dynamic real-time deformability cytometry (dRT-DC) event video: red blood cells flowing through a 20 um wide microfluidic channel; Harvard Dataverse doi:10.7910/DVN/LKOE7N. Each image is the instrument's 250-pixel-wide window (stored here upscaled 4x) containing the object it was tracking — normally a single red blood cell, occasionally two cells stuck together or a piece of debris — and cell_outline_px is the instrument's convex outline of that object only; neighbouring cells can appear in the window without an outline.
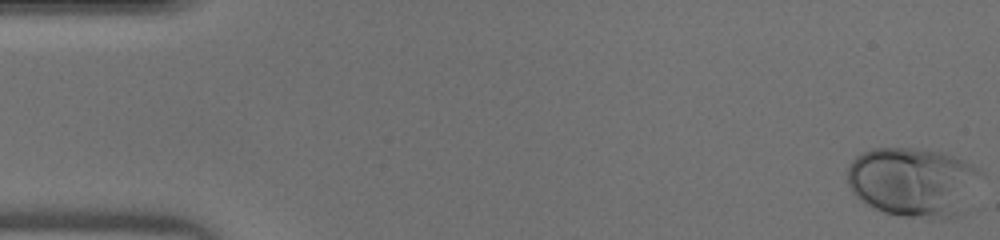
{"species": "human", "species_latin": "Homo sapiens", "temperature_condition": "warm", "stored_images_in_passage": 47, "camera_frame_rate_fps": 3000, "um_per_image_px": 0.085, "donor": {"sex": "male"}, "frame": {"image": 1, "passage_image": 1, "time_ms": 0.0, "image_size_px": [1000, 240], "cell_outline_px": [[984, 172], [972, 212], [956, 220], [928, 220], [904, 216], [884, 212], [872, 208], [860, 200], [852, 192], [848, 184], [848, 168], [852, 160], [856, 156], [872, 148], [912, 148], [936, 152], [952, 156], [980, 168]], "centroid_in_image_um": [77.79, 15.56], "position_along_channel_um": 7.2, "area_um2": 56.36}}
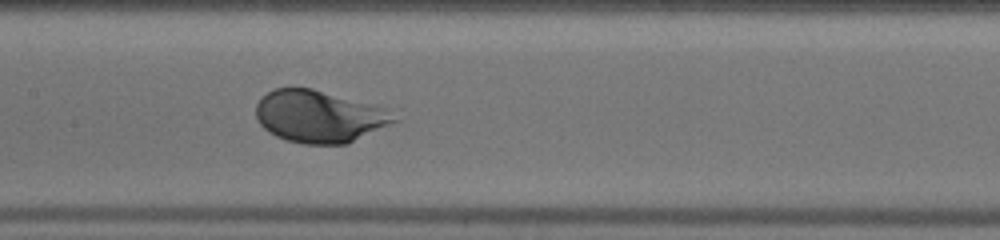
{"frame": {"image": 2, "passage_image": 23, "time_ms": 7.333, "image_size_px": [1000, 240], "cell_outline_px": [[400, 120], [348, 144], [304, 144], [288, 140], [276, 136], [268, 132], [260, 124], [256, 116], [256, 104], [268, 92], [276, 88], [312, 88], [384, 108]], "centroid_in_image_um": [27.13, 9.91], "position_along_channel_um": 180.3, "area_um2": 41.62}}
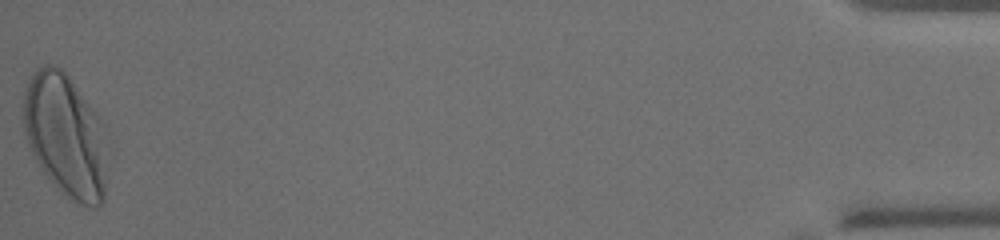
{"frame": {"image": 3, "passage_image": 47, "time_ms": 15.333, "image_size_px": [1000, 240], "cell_outline_px": [[108, 136], [104, 200], [100, 208], [92, 208], [68, 200], [48, 180], [36, 160], [28, 144], [24, 132], [24, 92], [28, 80], [32, 72], [36, 68], [44, 64], [56, 64], [68, 76], [100, 116], [104, 124]], "centroid_in_image_um": [5.6, 11.56], "position_along_channel_um": 429.6, "area_um2": 61.56}}